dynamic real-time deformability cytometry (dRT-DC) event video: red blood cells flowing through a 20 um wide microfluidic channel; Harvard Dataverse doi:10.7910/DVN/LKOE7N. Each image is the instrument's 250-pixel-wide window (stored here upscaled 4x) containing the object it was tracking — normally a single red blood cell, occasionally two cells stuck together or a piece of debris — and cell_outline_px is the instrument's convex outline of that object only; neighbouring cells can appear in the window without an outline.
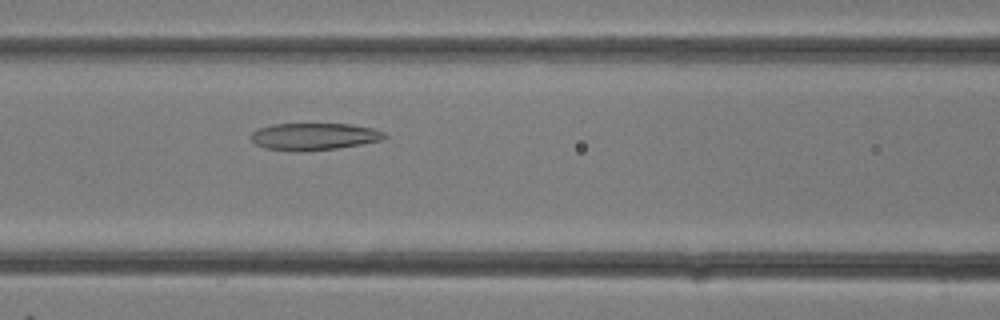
{"species": "common noctule bat (a hibernating species)", "species_latin": "Nyctalus noctula", "temperature_condition": "room temperature", "stored_images_in_passage": 14, "camera_frame_rate_fps": 3000, "um_per_image_px": 0.085, "animal": {"sex": "female"}, "frame": {"image": 1, "passage_image": 14, "time_ms": 4.333, "image_size_px": [1000, 320], "cell_outline_px": [[388, 136], [380, 140], [360, 144], [336, 148], [264, 148], [256, 144], [248, 136], [252, 132], [260, 128], [272, 124], [352, 124], [372, 128], [384, 132]], "centroid_in_image_um": [26.72, 11.54], "position_along_channel_um": 139.9, "area_um2": 20.0}}